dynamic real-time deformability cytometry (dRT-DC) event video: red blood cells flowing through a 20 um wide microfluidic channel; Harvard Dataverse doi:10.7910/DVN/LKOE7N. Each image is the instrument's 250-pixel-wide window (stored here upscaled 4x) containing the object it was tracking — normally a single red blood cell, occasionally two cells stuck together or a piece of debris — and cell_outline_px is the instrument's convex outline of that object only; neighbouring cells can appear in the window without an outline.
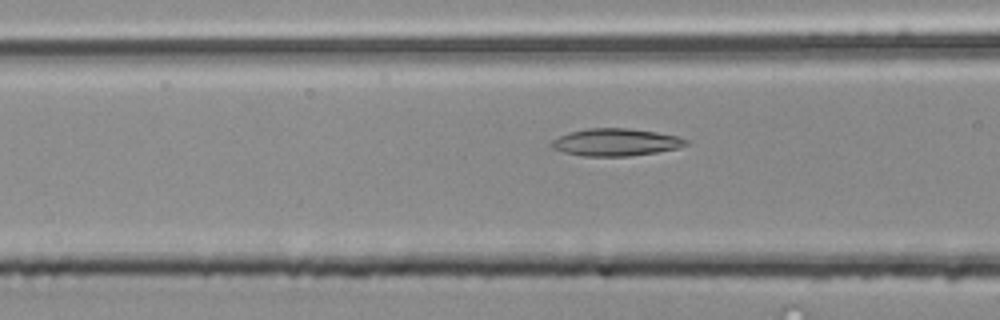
{"species": "common noctule bat (a hibernating species)", "species_latin": "Nyctalus noctula", "temperature_condition": "room temperature", "stored_images_in_passage": 40, "camera_frame_rate_fps": 3000, "um_per_image_px": 0.085, "animal": {"sex": "male", "body_mass_g": 20.4}, "frame": {"image": 1, "passage_image": 9, "time_ms": 2.667, "image_size_px": [1000, 320], "cell_outline_px": [[692, 140], [688, 144], [676, 148], [656, 152], [628, 156], [584, 156], [564, 152], [552, 148], [548, 144], [552, 140], [568, 132], [588, 128], [628, 128], [656, 132], [676, 136]], "centroid_in_image_um": [52.32, 12.08], "position_along_channel_um": 114.3, "area_um2": 21.44}}
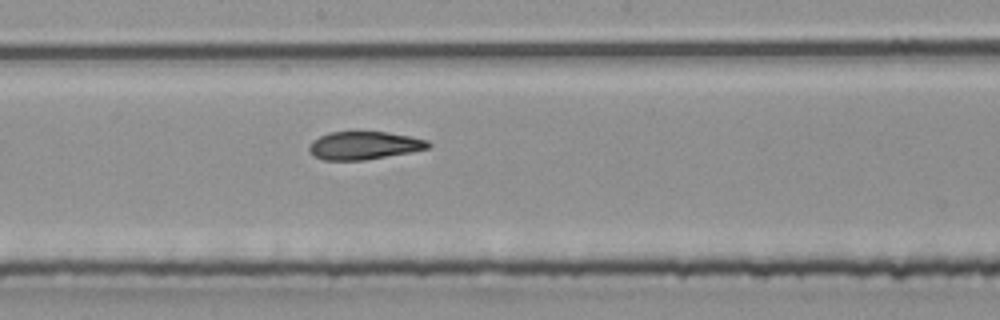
{"frame": {"image": 2, "passage_image": 17, "time_ms": 5.333, "image_size_px": [1000, 320], "cell_outline_px": [[432, 144], [428, 148], [412, 152], [364, 160], [324, 160], [312, 156], [308, 148], [312, 140], [328, 132], [388, 132], [428, 140]], "centroid_in_image_um": [30.93, 12.37], "position_along_channel_um": 217.3, "area_um2": 19.48}}
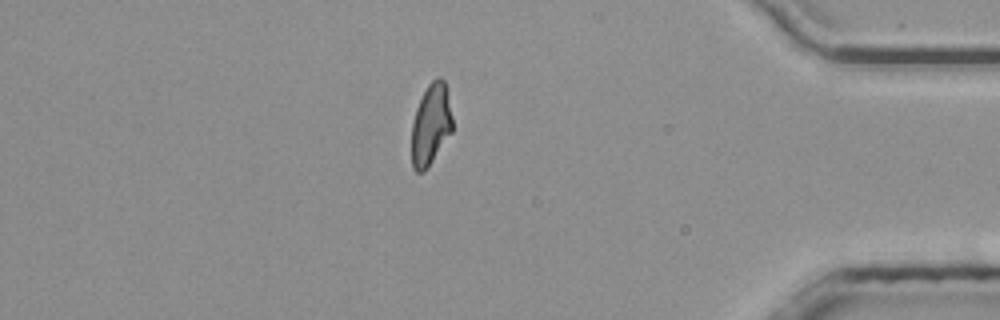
{"frame": {"image": 3, "passage_image": 34, "time_ms": 11.0, "image_size_px": [1000, 320], "cell_outline_px": [[452, 132], [424, 172], [416, 172], [412, 168], [412, 120], [416, 108], [428, 84], [432, 80], [440, 76], [444, 80], [452, 116]], "centroid_in_image_um": [36.61, 10.59], "position_along_channel_um": 398.6, "area_um2": 19.19}}